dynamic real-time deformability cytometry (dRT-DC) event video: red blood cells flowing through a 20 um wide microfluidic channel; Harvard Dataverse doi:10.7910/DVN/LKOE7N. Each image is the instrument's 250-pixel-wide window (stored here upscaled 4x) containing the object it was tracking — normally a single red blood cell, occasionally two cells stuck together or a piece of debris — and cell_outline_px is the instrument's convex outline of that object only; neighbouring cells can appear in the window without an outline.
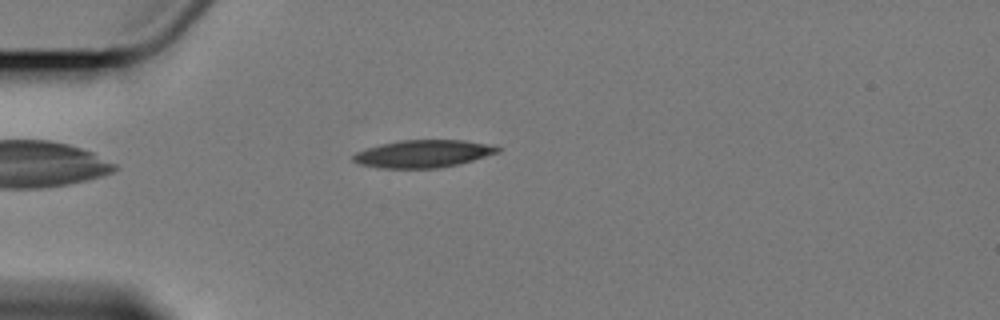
{"species": "Egyptian fruit bat (a non-hibernating species)", "species_latin": "Rousettus aegyptiacus", "temperature_condition": "cold", "stored_images_in_passage": 4, "camera_frame_rate_fps": 3000, "um_per_image_px": 0.085, "animal": {"sex": "female"}, "frame": {"image": 1, "passage_image": 1, "time_ms": 0.0, "image_size_px": [1000, 320], "cell_outline_px": [[500, 152], [472, 160], [456, 164], [436, 168], [376, 168], [360, 164], [352, 160], [352, 156], [356, 152], [380, 144], [400, 140], [464, 140], [484, 144], [500, 148]], "centroid_in_image_um": [35.9, 13.07], "position_along_channel_um": 49.1, "area_um2": 22.89}}
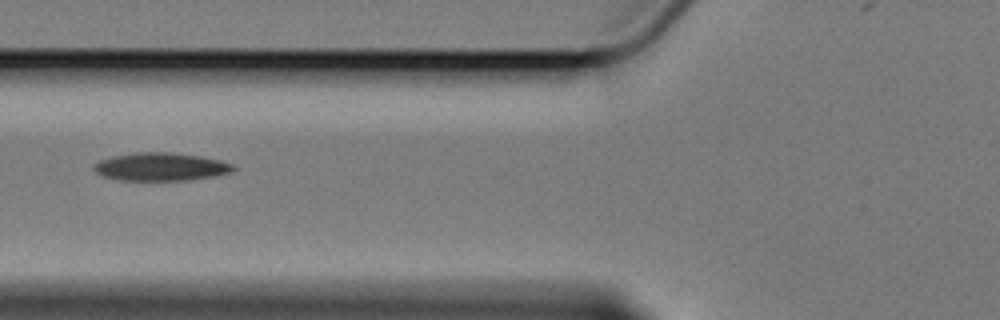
{"frame": {"image": 2, "passage_image": 3, "time_ms": 2.333, "image_size_px": [1000, 320], "cell_outline_px": [[236, 168], [232, 172], [216, 176], [188, 180], [120, 180], [104, 176], [96, 172], [92, 168], [100, 160], [112, 156], [136, 152], [172, 152], [200, 156], [220, 160], [232, 164]], "centroid_in_image_um": [13.7, 14.17], "position_along_channel_um": 112.1, "area_um2": 22.77}}
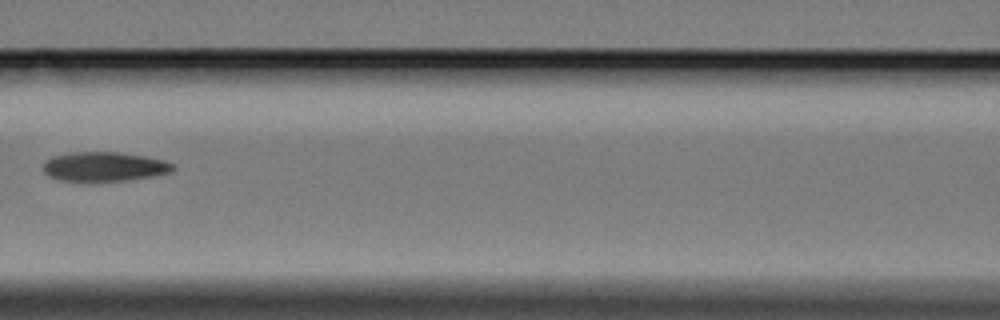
{"frame": {"image": 3, "passage_image": 4, "time_ms": 3.667, "image_size_px": [1000, 320], "cell_outline_px": [[176, 168], [168, 172], [148, 176], [124, 180], [60, 180], [48, 176], [44, 172], [44, 160], [52, 156], [72, 152], [120, 152], [144, 156], [164, 160], [172, 164]], "centroid_in_image_um": [8.81, 14.13], "position_along_channel_um": 157.8, "area_um2": 21.73}}